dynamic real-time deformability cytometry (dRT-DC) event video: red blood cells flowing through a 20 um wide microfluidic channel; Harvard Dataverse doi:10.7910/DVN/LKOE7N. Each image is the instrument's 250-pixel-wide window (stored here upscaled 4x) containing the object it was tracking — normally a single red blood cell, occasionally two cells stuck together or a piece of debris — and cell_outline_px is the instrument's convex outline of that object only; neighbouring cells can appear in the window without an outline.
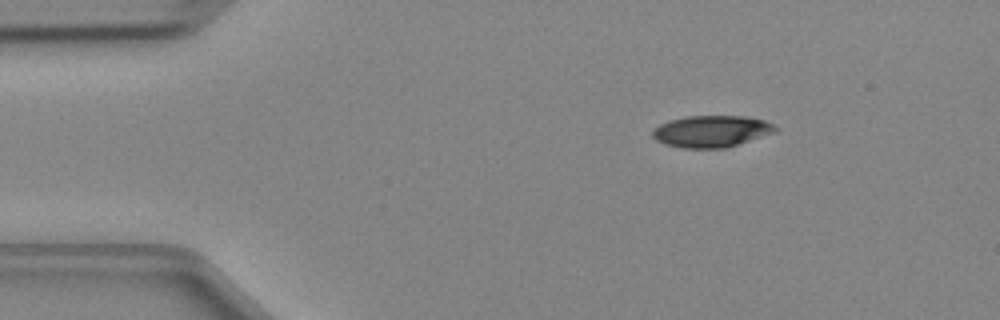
{"species": "Egyptian fruit bat (a non-hibernating species)", "species_latin": "Rousettus aegyptiacus", "temperature_condition": "cold", "stored_images_in_passage": 41, "camera_frame_rate_fps": 3000, "um_per_image_px": 0.085, "animal": {"sex": "female"}, "frame": {"image": 1, "passage_image": 1, "time_ms": 0.0, "image_size_px": [1000, 320], "cell_outline_px": [[780, 128], [776, 132], [724, 148], [684, 148], [664, 144], [656, 140], [652, 136], [652, 132], [660, 124], [668, 120], [688, 116], [744, 116], [764, 120]], "centroid_in_image_um": [60.47, 11.16], "position_along_channel_um": 24.5, "area_um2": 22.6}}
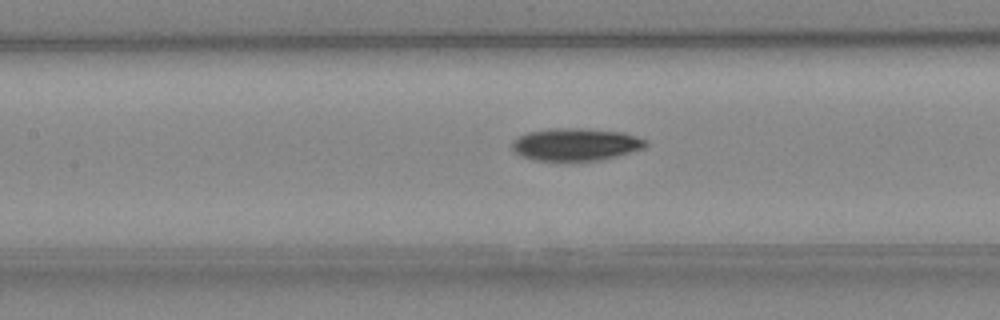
{"frame": {"image": 2, "passage_image": 15, "time_ms": 4.667, "image_size_px": [1000, 320], "cell_outline_px": [[648, 144], [644, 148], [616, 156], [600, 160], [532, 160], [520, 156], [512, 148], [512, 140], [528, 132], [552, 128], [584, 128], [624, 132], [648, 140]], "centroid_in_image_um": [48.95, 12.26], "position_along_channel_um": 158.5, "area_um2": 25.32}}
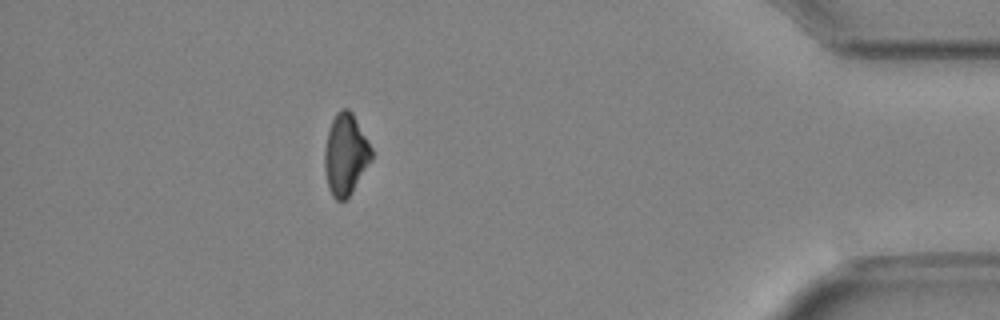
{"frame": {"image": 3, "passage_image": 36, "time_ms": 11.667, "image_size_px": [1000, 320], "cell_outline_px": [[372, 160], [352, 192], [344, 200], [336, 200], [332, 196], [328, 188], [324, 168], [324, 152], [328, 128], [336, 112], [340, 108], [348, 108], [352, 112], [372, 148]], "centroid_in_image_um": [29.36, 13.12], "position_along_channel_um": 405.8, "area_um2": 22.37}}